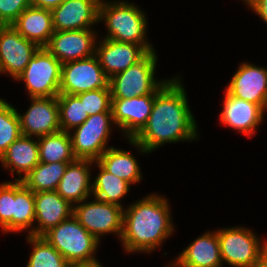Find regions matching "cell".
Masks as SVG:
<instances>
[{"instance_id":"ffe728a7","label":"cell","mask_w":267,"mask_h":267,"mask_svg":"<svg viewBox=\"0 0 267 267\" xmlns=\"http://www.w3.org/2000/svg\"><path fill=\"white\" fill-rule=\"evenodd\" d=\"M95 161L76 159L69 163L56 192L72 206L87 200L92 195L90 167Z\"/></svg>"},{"instance_id":"ac0fdd59","label":"cell","mask_w":267,"mask_h":267,"mask_svg":"<svg viewBox=\"0 0 267 267\" xmlns=\"http://www.w3.org/2000/svg\"><path fill=\"white\" fill-rule=\"evenodd\" d=\"M220 121L245 135L252 137L256 127L263 121V108L252 102L232 96L225 91Z\"/></svg>"},{"instance_id":"83f0119b","label":"cell","mask_w":267,"mask_h":267,"mask_svg":"<svg viewBox=\"0 0 267 267\" xmlns=\"http://www.w3.org/2000/svg\"><path fill=\"white\" fill-rule=\"evenodd\" d=\"M35 221L34 192L26 188L19 180H15V201H13V232L27 230L33 236Z\"/></svg>"},{"instance_id":"7402d4cb","label":"cell","mask_w":267,"mask_h":267,"mask_svg":"<svg viewBox=\"0 0 267 267\" xmlns=\"http://www.w3.org/2000/svg\"><path fill=\"white\" fill-rule=\"evenodd\" d=\"M11 25L21 36L39 47H45L54 33L50 9L30 6Z\"/></svg>"},{"instance_id":"52a82bcc","label":"cell","mask_w":267,"mask_h":267,"mask_svg":"<svg viewBox=\"0 0 267 267\" xmlns=\"http://www.w3.org/2000/svg\"><path fill=\"white\" fill-rule=\"evenodd\" d=\"M61 66L62 63L45 47H40L15 80L26 83L30 98L58 96Z\"/></svg>"},{"instance_id":"74e56055","label":"cell","mask_w":267,"mask_h":267,"mask_svg":"<svg viewBox=\"0 0 267 267\" xmlns=\"http://www.w3.org/2000/svg\"><path fill=\"white\" fill-rule=\"evenodd\" d=\"M256 267H267V250L262 254Z\"/></svg>"},{"instance_id":"e575fe53","label":"cell","mask_w":267,"mask_h":267,"mask_svg":"<svg viewBox=\"0 0 267 267\" xmlns=\"http://www.w3.org/2000/svg\"><path fill=\"white\" fill-rule=\"evenodd\" d=\"M244 2L267 24V0H244Z\"/></svg>"},{"instance_id":"2e32d148","label":"cell","mask_w":267,"mask_h":267,"mask_svg":"<svg viewBox=\"0 0 267 267\" xmlns=\"http://www.w3.org/2000/svg\"><path fill=\"white\" fill-rule=\"evenodd\" d=\"M100 1L64 0L51 10L54 31L90 29L99 22Z\"/></svg>"},{"instance_id":"d6a6232c","label":"cell","mask_w":267,"mask_h":267,"mask_svg":"<svg viewBox=\"0 0 267 267\" xmlns=\"http://www.w3.org/2000/svg\"><path fill=\"white\" fill-rule=\"evenodd\" d=\"M13 201H15V182L0 184V227L4 232H13Z\"/></svg>"},{"instance_id":"cb8c5ba5","label":"cell","mask_w":267,"mask_h":267,"mask_svg":"<svg viewBox=\"0 0 267 267\" xmlns=\"http://www.w3.org/2000/svg\"><path fill=\"white\" fill-rule=\"evenodd\" d=\"M107 172L131 185L141 180L140 167L135 157L128 151L108 147L96 160Z\"/></svg>"},{"instance_id":"8d00e7d4","label":"cell","mask_w":267,"mask_h":267,"mask_svg":"<svg viewBox=\"0 0 267 267\" xmlns=\"http://www.w3.org/2000/svg\"><path fill=\"white\" fill-rule=\"evenodd\" d=\"M69 267H102V265L97 261V259L84 262H75L70 264Z\"/></svg>"},{"instance_id":"7c38bea8","label":"cell","mask_w":267,"mask_h":267,"mask_svg":"<svg viewBox=\"0 0 267 267\" xmlns=\"http://www.w3.org/2000/svg\"><path fill=\"white\" fill-rule=\"evenodd\" d=\"M30 99L32 104L25 114L17 111L22 135L40 138L61 131L57 96Z\"/></svg>"},{"instance_id":"484cf974","label":"cell","mask_w":267,"mask_h":267,"mask_svg":"<svg viewBox=\"0 0 267 267\" xmlns=\"http://www.w3.org/2000/svg\"><path fill=\"white\" fill-rule=\"evenodd\" d=\"M68 164L39 162L33 170L21 179V182L34 193L56 191Z\"/></svg>"},{"instance_id":"5bb4252c","label":"cell","mask_w":267,"mask_h":267,"mask_svg":"<svg viewBox=\"0 0 267 267\" xmlns=\"http://www.w3.org/2000/svg\"><path fill=\"white\" fill-rule=\"evenodd\" d=\"M156 94L134 98H112L113 124L120 127L127 139H133L146 125Z\"/></svg>"},{"instance_id":"836d02e7","label":"cell","mask_w":267,"mask_h":267,"mask_svg":"<svg viewBox=\"0 0 267 267\" xmlns=\"http://www.w3.org/2000/svg\"><path fill=\"white\" fill-rule=\"evenodd\" d=\"M31 6V0H0V25H11Z\"/></svg>"},{"instance_id":"9a60e30c","label":"cell","mask_w":267,"mask_h":267,"mask_svg":"<svg viewBox=\"0 0 267 267\" xmlns=\"http://www.w3.org/2000/svg\"><path fill=\"white\" fill-rule=\"evenodd\" d=\"M98 44L95 55L108 78L127 70L149 53L139 44L117 42L105 37Z\"/></svg>"},{"instance_id":"d4e9b609","label":"cell","mask_w":267,"mask_h":267,"mask_svg":"<svg viewBox=\"0 0 267 267\" xmlns=\"http://www.w3.org/2000/svg\"><path fill=\"white\" fill-rule=\"evenodd\" d=\"M38 148L43 163H72L77 159L72 150L70 132L59 131L40 137Z\"/></svg>"},{"instance_id":"6da1fadb","label":"cell","mask_w":267,"mask_h":267,"mask_svg":"<svg viewBox=\"0 0 267 267\" xmlns=\"http://www.w3.org/2000/svg\"><path fill=\"white\" fill-rule=\"evenodd\" d=\"M186 96L180 79L169 80L156 93L146 125L128 139L131 145L148 154L165 143L196 139L197 125Z\"/></svg>"},{"instance_id":"3957f363","label":"cell","mask_w":267,"mask_h":267,"mask_svg":"<svg viewBox=\"0 0 267 267\" xmlns=\"http://www.w3.org/2000/svg\"><path fill=\"white\" fill-rule=\"evenodd\" d=\"M99 21L104 20L108 34L106 39L117 42L135 43L148 52L155 49L146 40V14L132 3L125 1H100Z\"/></svg>"},{"instance_id":"ab89813d","label":"cell","mask_w":267,"mask_h":267,"mask_svg":"<svg viewBox=\"0 0 267 267\" xmlns=\"http://www.w3.org/2000/svg\"><path fill=\"white\" fill-rule=\"evenodd\" d=\"M166 267H176L174 264H169L168 266H166Z\"/></svg>"},{"instance_id":"1f68e13d","label":"cell","mask_w":267,"mask_h":267,"mask_svg":"<svg viewBox=\"0 0 267 267\" xmlns=\"http://www.w3.org/2000/svg\"><path fill=\"white\" fill-rule=\"evenodd\" d=\"M76 96L81 100L88 116L99 113H112L110 88L90 90L79 93Z\"/></svg>"},{"instance_id":"8fae6325","label":"cell","mask_w":267,"mask_h":267,"mask_svg":"<svg viewBox=\"0 0 267 267\" xmlns=\"http://www.w3.org/2000/svg\"><path fill=\"white\" fill-rule=\"evenodd\" d=\"M40 47L21 36L12 25H0V65L2 72L16 79Z\"/></svg>"},{"instance_id":"f35d334b","label":"cell","mask_w":267,"mask_h":267,"mask_svg":"<svg viewBox=\"0 0 267 267\" xmlns=\"http://www.w3.org/2000/svg\"><path fill=\"white\" fill-rule=\"evenodd\" d=\"M263 111H267V92H266V96H265V99H264V105H263Z\"/></svg>"},{"instance_id":"603a6c76","label":"cell","mask_w":267,"mask_h":267,"mask_svg":"<svg viewBox=\"0 0 267 267\" xmlns=\"http://www.w3.org/2000/svg\"><path fill=\"white\" fill-rule=\"evenodd\" d=\"M0 162L5 169L9 168L12 174L16 170L19 179L15 178V180L21 181L40 162L38 140L21 135L8 147L0 158ZM21 173L24 175L21 176Z\"/></svg>"},{"instance_id":"7a4b0ae2","label":"cell","mask_w":267,"mask_h":267,"mask_svg":"<svg viewBox=\"0 0 267 267\" xmlns=\"http://www.w3.org/2000/svg\"><path fill=\"white\" fill-rule=\"evenodd\" d=\"M127 208L120 237L125 251L152 252L173 233L170 207L164 196L150 194Z\"/></svg>"},{"instance_id":"f546056e","label":"cell","mask_w":267,"mask_h":267,"mask_svg":"<svg viewBox=\"0 0 267 267\" xmlns=\"http://www.w3.org/2000/svg\"><path fill=\"white\" fill-rule=\"evenodd\" d=\"M57 102L61 131L71 132L72 129L83 124L89 117L85 112L84 105L76 95L59 94Z\"/></svg>"},{"instance_id":"d6986e66","label":"cell","mask_w":267,"mask_h":267,"mask_svg":"<svg viewBox=\"0 0 267 267\" xmlns=\"http://www.w3.org/2000/svg\"><path fill=\"white\" fill-rule=\"evenodd\" d=\"M35 221L33 236H42L52 227L73 215V206L56 191L34 193Z\"/></svg>"},{"instance_id":"f1b7e54d","label":"cell","mask_w":267,"mask_h":267,"mask_svg":"<svg viewBox=\"0 0 267 267\" xmlns=\"http://www.w3.org/2000/svg\"><path fill=\"white\" fill-rule=\"evenodd\" d=\"M33 246L26 267H69L70 263L42 236L27 235Z\"/></svg>"},{"instance_id":"4316f807","label":"cell","mask_w":267,"mask_h":267,"mask_svg":"<svg viewBox=\"0 0 267 267\" xmlns=\"http://www.w3.org/2000/svg\"><path fill=\"white\" fill-rule=\"evenodd\" d=\"M95 162L100 171L92 182L93 197L103 202L122 206L120 199L129 192L131 184L107 172L97 161Z\"/></svg>"},{"instance_id":"30bf717a","label":"cell","mask_w":267,"mask_h":267,"mask_svg":"<svg viewBox=\"0 0 267 267\" xmlns=\"http://www.w3.org/2000/svg\"><path fill=\"white\" fill-rule=\"evenodd\" d=\"M102 88H109V78L96 55L62 64L60 94L77 95Z\"/></svg>"},{"instance_id":"277c9868","label":"cell","mask_w":267,"mask_h":267,"mask_svg":"<svg viewBox=\"0 0 267 267\" xmlns=\"http://www.w3.org/2000/svg\"><path fill=\"white\" fill-rule=\"evenodd\" d=\"M42 237L70 264L94 260L100 243L73 215L49 229Z\"/></svg>"},{"instance_id":"5b68a950","label":"cell","mask_w":267,"mask_h":267,"mask_svg":"<svg viewBox=\"0 0 267 267\" xmlns=\"http://www.w3.org/2000/svg\"><path fill=\"white\" fill-rule=\"evenodd\" d=\"M157 55L149 52L142 60L127 70L109 78L112 98H134L156 94L169 80L157 81L154 76Z\"/></svg>"},{"instance_id":"9c48e42d","label":"cell","mask_w":267,"mask_h":267,"mask_svg":"<svg viewBox=\"0 0 267 267\" xmlns=\"http://www.w3.org/2000/svg\"><path fill=\"white\" fill-rule=\"evenodd\" d=\"M113 123L112 113L90 115L87 120L75 127L71 134L72 150L77 159L96 161L106 148Z\"/></svg>"},{"instance_id":"4fadbf2b","label":"cell","mask_w":267,"mask_h":267,"mask_svg":"<svg viewBox=\"0 0 267 267\" xmlns=\"http://www.w3.org/2000/svg\"><path fill=\"white\" fill-rule=\"evenodd\" d=\"M91 29L54 31L45 48L62 64L95 55L97 35Z\"/></svg>"},{"instance_id":"e0dca14e","label":"cell","mask_w":267,"mask_h":267,"mask_svg":"<svg viewBox=\"0 0 267 267\" xmlns=\"http://www.w3.org/2000/svg\"><path fill=\"white\" fill-rule=\"evenodd\" d=\"M232 96L258 104L263 108L267 92V69L242 63L225 89Z\"/></svg>"},{"instance_id":"4dcf8cb0","label":"cell","mask_w":267,"mask_h":267,"mask_svg":"<svg viewBox=\"0 0 267 267\" xmlns=\"http://www.w3.org/2000/svg\"><path fill=\"white\" fill-rule=\"evenodd\" d=\"M21 135L16 108L0 98V158Z\"/></svg>"},{"instance_id":"44dd1931","label":"cell","mask_w":267,"mask_h":267,"mask_svg":"<svg viewBox=\"0 0 267 267\" xmlns=\"http://www.w3.org/2000/svg\"><path fill=\"white\" fill-rule=\"evenodd\" d=\"M173 264L176 267H222L217 231L199 236L176 257Z\"/></svg>"},{"instance_id":"ba28073f","label":"cell","mask_w":267,"mask_h":267,"mask_svg":"<svg viewBox=\"0 0 267 267\" xmlns=\"http://www.w3.org/2000/svg\"><path fill=\"white\" fill-rule=\"evenodd\" d=\"M124 206L95 199L73 206V216L98 241L104 234L115 233L121 237Z\"/></svg>"},{"instance_id":"8992f818","label":"cell","mask_w":267,"mask_h":267,"mask_svg":"<svg viewBox=\"0 0 267 267\" xmlns=\"http://www.w3.org/2000/svg\"><path fill=\"white\" fill-rule=\"evenodd\" d=\"M217 234L222 263L232 267H256L267 250L266 241L261 243L254 232L242 226L222 228Z\"/></svg>"},{"instance_id":"d590c367","label":"cell","mask_w":267,"mask_h":267,"mask_svg":"<svg viewBox=\"0 0 267 267\" xmlns=\"http://www.w3.org/2000/svg\"><path fill=\"white\" fill-rule=\"evenodd\" d=\"M63 1L64 0H31V6L52 10L60 5Z\"/></svg>"}]
</instances>
